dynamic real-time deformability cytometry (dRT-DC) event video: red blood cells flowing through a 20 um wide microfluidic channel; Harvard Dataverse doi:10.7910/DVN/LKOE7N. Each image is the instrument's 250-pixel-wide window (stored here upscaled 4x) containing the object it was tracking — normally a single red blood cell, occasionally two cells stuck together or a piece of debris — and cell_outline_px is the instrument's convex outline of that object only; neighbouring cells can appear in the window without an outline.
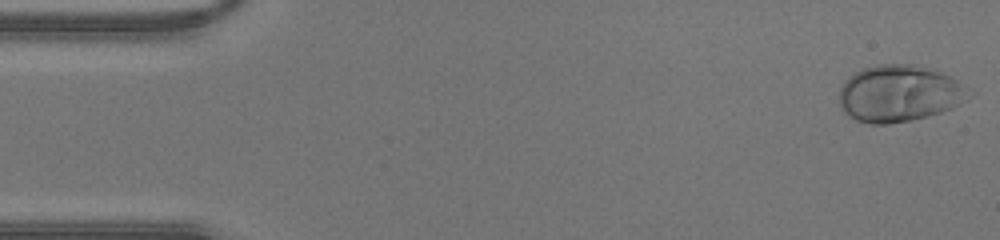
{"species": "human", "species_latin": "Homo sapiens", "temperature_condition": "warm", "stored_images_in_passage": 42, "camera_frame_rate_fps": 3000, "um_per_image_px": 0.085, "donor": {"sex": "male"}, "frame": {"image": 1, "passage_image": 1, "time_ms": 0.0, "image_size_px": [1000, 240], "cell_outline_px": [[972, 96], [968, 100], [952, 108], [940, 112], [912, 120], [888, 124], [872, 124], [856, 120], [848, 116], [844, 112], [840, 104], [840, 88], [844, 80], [848, 76], [864, 68], [880, 64], [912, 64], [940, 72], [956, 80]], "centroid_in_image_um": [76.39, 7.96], "position_along_channel_um": 8.6, "area_um2": 42.54}}
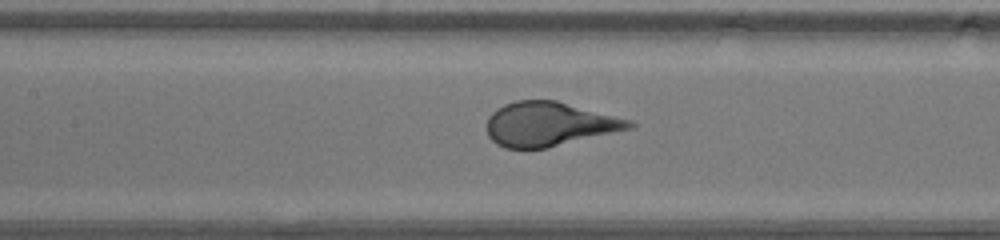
{"frame": {"image": 2, "passage_image": 19, "time_ms": 6.0, "image_size_px": [1000, 240], "cell_outline_px": [[636, 124], [632, 128], [548, 148], [504, 148], [496, 144], [488, 136], [488, 116], [496, 108], [504, 104], [516, 100], [556, 100], [632, 120]], "centroid_in_image_um": [46.68, 10.54], "position_along_channel_um": 160.7, "area_um2": 36.7}}
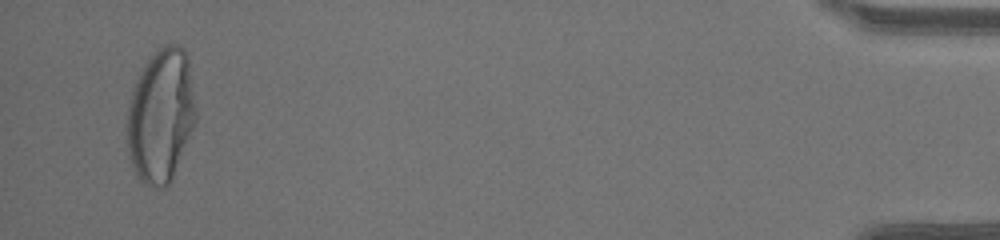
{"frame": {"image": 3, "passage_image": 41, "time_ms": 13.333, "image_size_px": [1000, 240], "cell_outline_px": [[196, 120], [172, 180], [164, 188], [156, 188], [144, 184], [140, 180], [128, 156], [128, 104], [132, 88], [144, 64], [164, 44], [180, 44], [184, 48], [188, 60], [196, 108]], "centroid_in_image_um": [13.68, 9.84], "position_along_channel_um": 421.5, "area_um2": 53.47}}